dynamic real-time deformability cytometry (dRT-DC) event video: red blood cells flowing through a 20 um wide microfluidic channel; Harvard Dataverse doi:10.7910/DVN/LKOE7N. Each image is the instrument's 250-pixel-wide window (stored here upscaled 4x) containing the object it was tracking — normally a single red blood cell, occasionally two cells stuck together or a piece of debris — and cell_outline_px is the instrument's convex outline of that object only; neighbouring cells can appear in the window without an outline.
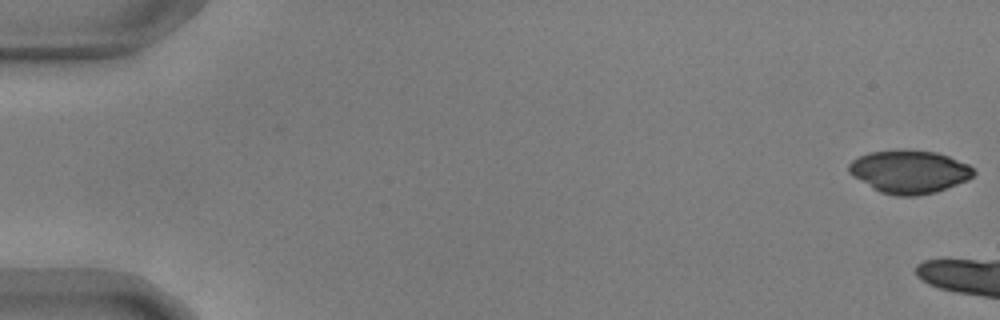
{"species": "common noctule bat (a hibernating species)", "species_latin": "Nyctalus noctula", "temperature_condition": "warm", "stored_images_in_passage": 6, "camera_frame_rate_fps": 3000, "um_per_image_px": 0.085, "animal": {"sex": "male", "body_mass_g": 17.9, "forearm_length_mm": 54.2}, "frame": {"image": 1, "passage_image": 1, "time_ms": 0.0, "image_size_px": [1000, 320], "cell_outline_px": [[976, 172], [968, 180], [936, 192], [916, 196], [896, 196], [880, 192], [872, 188], [852, 176], [848, 172], [848, 164], [852, 160], [868, 152], [896, 148], [936, 152], [948, 156], [968, 164]], "centroid_in_image_um": [77.26, 14.58], "position_along_channel_um": 7.7, "area_um2": 31.67}}